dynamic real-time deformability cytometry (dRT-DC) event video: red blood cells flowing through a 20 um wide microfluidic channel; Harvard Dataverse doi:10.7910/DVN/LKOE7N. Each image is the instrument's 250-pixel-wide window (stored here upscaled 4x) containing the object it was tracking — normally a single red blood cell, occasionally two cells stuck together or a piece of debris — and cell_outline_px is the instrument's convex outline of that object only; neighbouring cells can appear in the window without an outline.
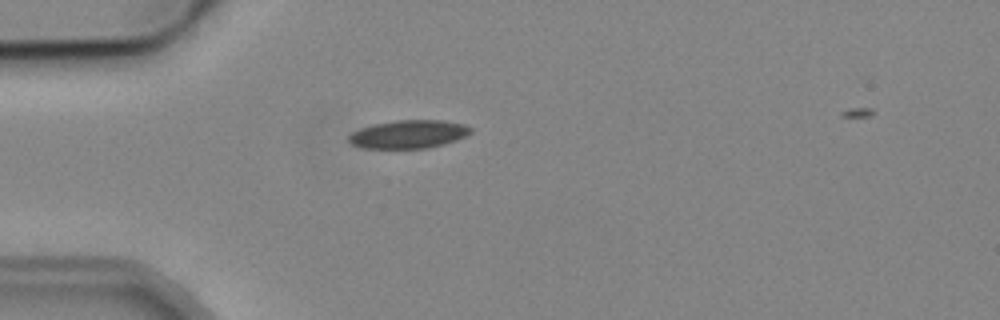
{"species": "common noctule bat (a hibernating species)", "species_latin": "Nyctalus noctula", "temperature_condition": "cold", "stored_images_in_passage": 3, "camera_frame_rate_fps": 3000, "um_per_image_px": 0.085, "animal": {"sex": "male", "body_mass_g": 19.2, "forearm_length_mm": 51.8}, "frame": {"image": 1, "passage_image": 2, "time_ms": 1.333, "image_size_px": [1000, 320], "cell_outline_px": [[472, 132], [464, 136], [444, 144], [428, 148], [360, 148], [352, 144], [348, 140], [348, 136], [352, 132], [360, 128], [372, 124], [396, 120], [444, 120], [464, 124], [472, 128]], "centroid_in_image_um": [34.71, 11.4], "position_along_channel_um": 50.3, "area_um2": 20.11}}